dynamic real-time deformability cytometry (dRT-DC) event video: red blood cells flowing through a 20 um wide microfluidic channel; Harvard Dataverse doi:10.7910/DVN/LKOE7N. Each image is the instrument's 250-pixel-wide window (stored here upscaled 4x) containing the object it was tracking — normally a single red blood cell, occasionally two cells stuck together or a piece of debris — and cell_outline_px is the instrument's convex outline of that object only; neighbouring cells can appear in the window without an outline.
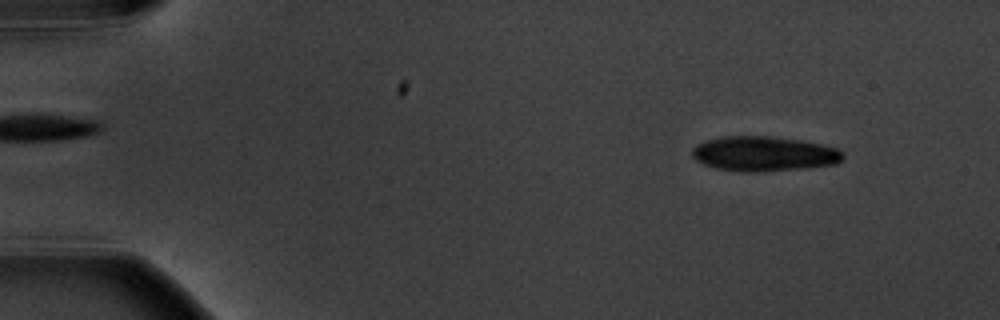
{"species": "common noctule bat (a hibernating species)", "species_latin": "Nyctalus noctula", "temperature_condition": "warm", "stored_images_in_passage": 5, "segment_of_instrument_passage": [1, 2], "camera_frame_rate_fps": 3000, "um_per_image_px": 0.085, "animal": {"sex": "male", "body_mass_g": 20.1, "forearm_length_mm": 53.5}, "frame": {"image": 1, "passage_image": 1, "time_ms": 0.0, "image_size_px": [1000, 320], "cell_outline_px": [[844, 160], [836, 164], [808, 168], [760, 172], [740, 172], [716, 168], [704, 164], [696, 160], [692, 156], [692, 148], [696, 144], [708, 140], [724, 136], [768, 136], [804, 140], [836, 148], [844, 156]], "centroid_in_image_um": [64.94, 13.08], "position_along_channel_um": 20.1, "area_um2": 30.87}}